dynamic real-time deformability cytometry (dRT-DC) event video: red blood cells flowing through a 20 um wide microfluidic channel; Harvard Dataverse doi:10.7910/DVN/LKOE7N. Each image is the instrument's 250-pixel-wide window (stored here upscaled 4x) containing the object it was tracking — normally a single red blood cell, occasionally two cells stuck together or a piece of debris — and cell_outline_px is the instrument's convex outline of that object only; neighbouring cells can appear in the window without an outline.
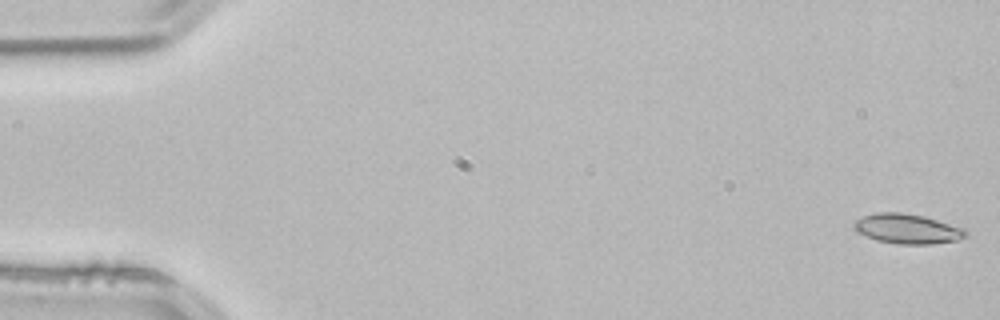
{"species": "common noctule bat (a hibernating species)", "species_latin": "Nyctalus noctula", "temperature_condition": "room temperature", "stored_images_in_passage": 53, "camera_frame_rate_fps": 3000, "um_per_image_px": 0.085, "animal": {"sex": "male", "body_mass_g": 21.5, "forearm_length_mm": 52.0}, "frame": {"image": 1, "passage_image": 1, "time_ms": 0.0, "image_size_px": [1000, 320], "cell_outline_px": [[968, 236], [956, 240], [932, 244], [900, 244], [876, 240], [856, 232], [852, 228], [852, 224], [856, 220], [864, 216], [876, 212], [900, 212], [924, 216], [964, 228], [968, 232]], "centroid_in_image_um": [77.11, 19.45], "position_along_channel_um": 7.9, "area_um2": 19.48}}
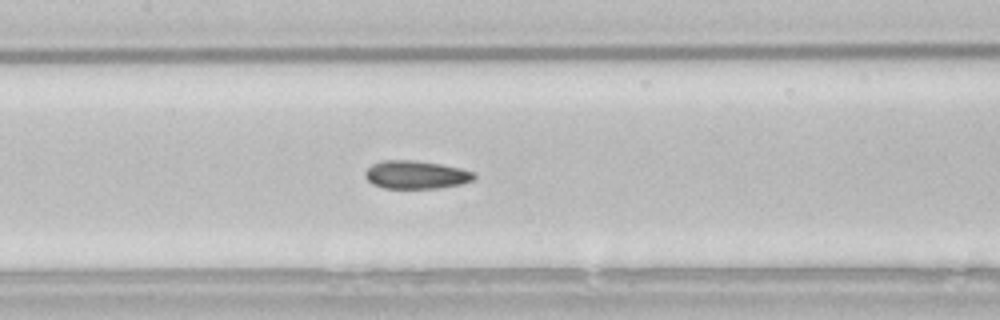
{"frame": {"image": 2, "passage_image": 25, "time_ms": 8.0, "image_size_px": [1000, 320], "cell_outline_px": [[476, 176], [472, 180], [460, 184], [440, 188], [384, 188], [372, 184], [364, 176], [364, 172], [372, 164], [384, 160], [416, 160], [440, 164], [460, 168], [476, 172]], "centroid_in_image_um": [35.35, 14.85], "position_along_channel_um": 172.0, "area_um2": 17.92}}
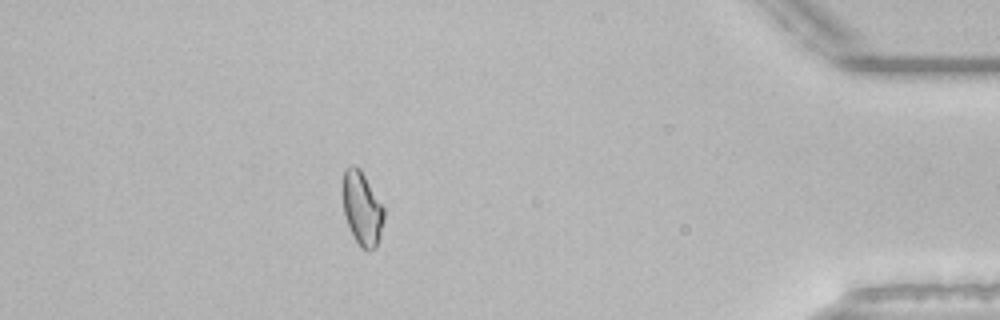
{"frame": {"image": 3, "passage_image": 47, "time_ms": 15.333, "image_size_px": [1000, 320], "cell_outline_px": [[384, 220], [376, 248], [368, 252], [360, 248], [352, 236], [344, 216], [340, 192], [344, 168], [352, 164], [356, 164], [360, 168], [384, 208]], "centroid_in_image_um": [30.72, 17.71], "position_along_channel_um": 404.5, "area_um2": 18.44}, "authors_computed_cell_mechanics": {"area_um2": 18.0914, "velocity_mm_per_s": 3.839, "shape_relaxation_time_tau1_ms": 9.2342, "shape_relaxation_time_tau2_ms": 2.689, "deformation_change_tau1": 0.158, "deformation_change_tau2": 0.0633}}